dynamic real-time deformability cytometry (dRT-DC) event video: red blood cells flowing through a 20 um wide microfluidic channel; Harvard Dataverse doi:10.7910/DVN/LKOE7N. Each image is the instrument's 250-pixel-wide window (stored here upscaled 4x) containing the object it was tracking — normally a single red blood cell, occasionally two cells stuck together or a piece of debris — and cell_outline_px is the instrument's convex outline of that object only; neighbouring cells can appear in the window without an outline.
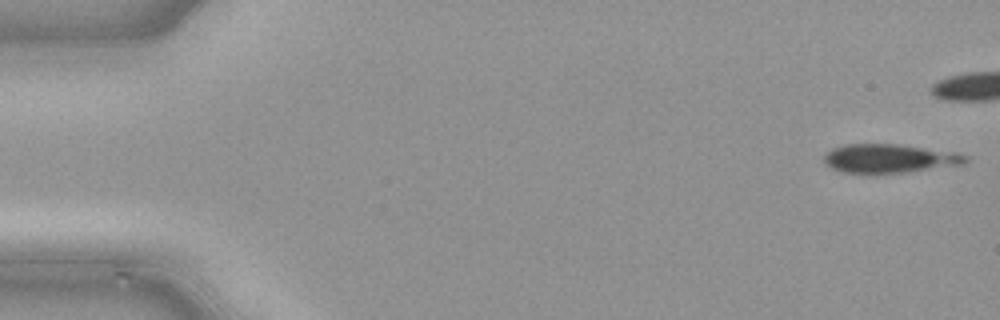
{"species": "common noctule bat (a hibernating species)", "species_latin": "Nyctalus noctula", "temperature_condition": "cold", "stored_images_in_passage": 3, "camera_frame_rate_fps": 3000, "um_per_image_px": 0.085, "animal": {"sex": "male", "body_mass_g": 21.5, "forearm_length_mm": 52.0}, "frame": {"image": 1, "passage_image": 1, "time_ms": 0.0, "image_size_px": [1000, 320], "cell_outline_px": [[968, 160], [964, 164], [908, 172], [844, 172], [832, 168], [824, 164], [824, 156], [832, 148], [848, 144], [892, 144], [956, 152], [968, 156]], "centroid_in_image_um": [75.61, 13.46], "position_along_channel_um": 9.4, "area_um2": 23.29}}